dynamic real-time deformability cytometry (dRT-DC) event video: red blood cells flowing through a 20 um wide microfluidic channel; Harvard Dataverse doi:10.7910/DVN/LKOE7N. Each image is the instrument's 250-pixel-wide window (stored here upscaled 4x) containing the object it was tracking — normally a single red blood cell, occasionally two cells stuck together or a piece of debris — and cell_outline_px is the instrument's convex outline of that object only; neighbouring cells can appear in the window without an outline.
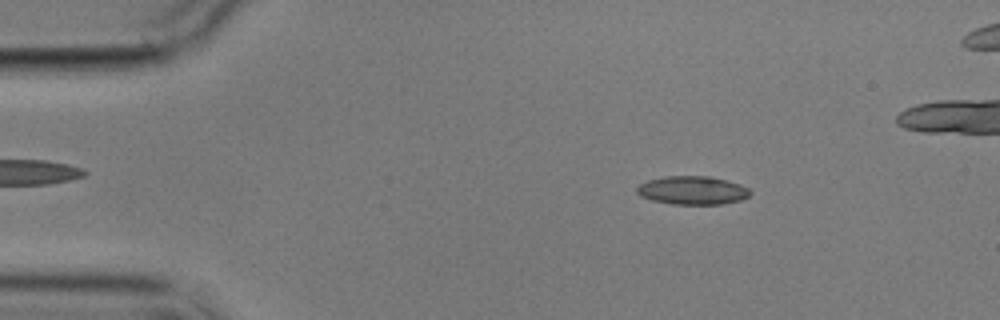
{"species": "common noctule bat (a hibernating species)", "species_latin": "Nyctalus noctula", "temperature_condition": "cold", "stored_images_in_passage": 4, "camera_frame_rate_fps": 3000, "um_per_image_px": 0.085, "animal": {"sex": "male", "body_mass_g": 17.9}, "frame": {"image": 1, "passage_image": 2, "time_ms": 1.333, "image_size_px": [1000, 320], "cell_outline_px": [[752, 192], [748, 196], [740, 200], [724, 204], [672, 204], [652, 200], [640, 196], [636, 192], [636, 188], [640, 184], [648, 180], [664, 176], [708, 176], [728, 180], [740, 184], [748, 188]], "centroid_in_image_um": [58.86, 16.17], "position_along_channel_um": 26.1, "area_um2": 18.84}}